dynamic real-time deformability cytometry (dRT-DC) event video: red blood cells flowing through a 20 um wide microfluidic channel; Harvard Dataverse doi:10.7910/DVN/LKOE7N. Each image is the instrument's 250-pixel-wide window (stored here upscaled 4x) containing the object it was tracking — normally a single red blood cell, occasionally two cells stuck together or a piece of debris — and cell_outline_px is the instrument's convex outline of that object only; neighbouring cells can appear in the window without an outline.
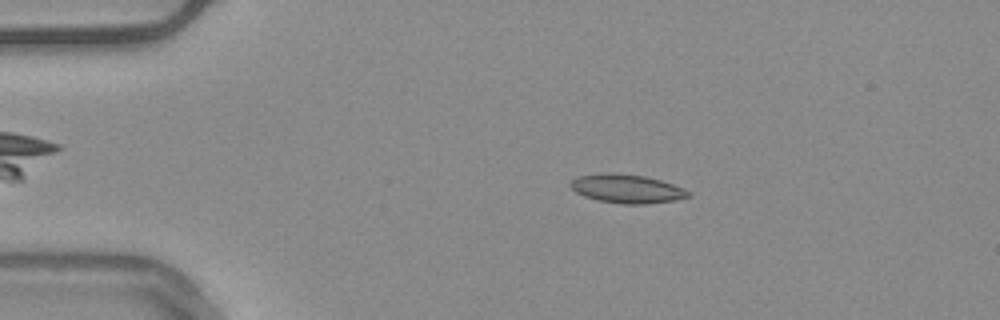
{"species": "common noctule bat (a hibernating species)", "species_latin": "Nyctalus noctula", "temperature_condition": "warm", "stored_images_in_passage": 40, "camera_frame_rate_fps": 3000, "um_per_image_px": 0.085, "animal": {"sex": "male", "body_mass_g": 20.4}, "frame": {"image": 1, "passage_image": 3, "time_ms": 0.667, "image_size_px": [1000, 320], "cell_outline_px": [[692, 196], [676, 200], [644, 204], [624, 204], [600, 200], [584, 196], [576, 192], [568, 184], [576, 176], [644, 176], [660, 180], [684, 188], [692, 192]], "centroid_in_image_um": [53.38, 16.1], "position_along_channel_um": 31.6, "area_um2": 18.73}}
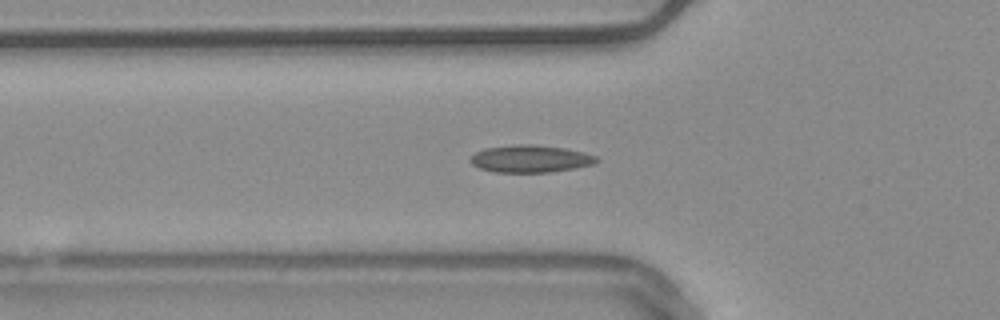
{"frame": {"image": 2, "passage_image": 11, "time_ms": 3.333, "image_size_px": [1000, 320], "cell_outline_px": [[600, 160], [592, 164], [576, 168], [552, 172], [492, 172], [480, 168], [472, 164], [468, 160], [476, 152], [484, 148], [516, 144], [532, 144], [564, 148], [584, 152], [596, 156]], "centroid_in_image_um": [45.08, 13.49], "position_along_channel_um": 80.7, "area_um2": 20.17}, "authors_computed_cell_mechanics": {"area_um2": 18.4382, "velocity_mm_per_s": 3.7546, "shape_relaxation_time_tau1_ms": 10.8058, "shape_relaxation_time_tau2_ms": 1.9588, "deformation_change_tau1": 0.2226, "deformation_change_tau2": 0.0815}}